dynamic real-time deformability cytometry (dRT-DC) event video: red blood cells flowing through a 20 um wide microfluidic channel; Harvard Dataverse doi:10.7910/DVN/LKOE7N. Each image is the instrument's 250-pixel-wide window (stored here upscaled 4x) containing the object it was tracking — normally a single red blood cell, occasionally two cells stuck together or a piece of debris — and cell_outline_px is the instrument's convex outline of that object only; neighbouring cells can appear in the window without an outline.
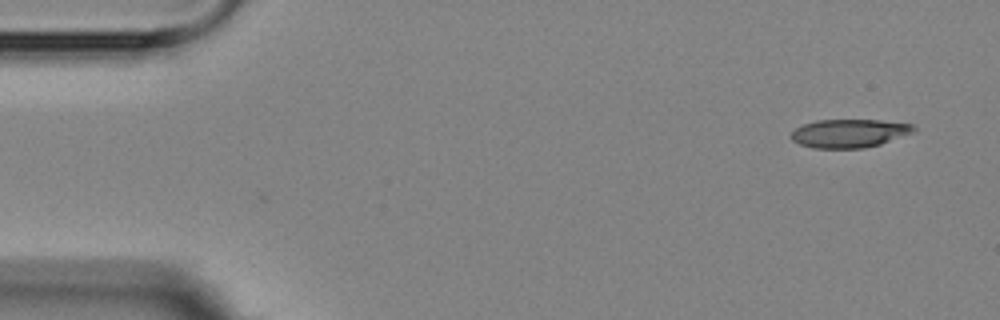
{"species": "Egyptian fruit bat (a non-hibernating species)", "species_latin": "Rousettus aegyptiacus", "temperature_condition": "room temperature", "stored_images_in_passage": 3, "camera_frame_rate_fps": 3000, "um_per_image_px": 0.085, "animal": {"sex": "female"}, "frame": {"image": 1, "passage_image": 3, "time_ms": 2.333, "image_size_px": [1000, 320], "cell_outline_px": [[916, 132], [880, 144], [864, 148], [812, 148], [800, 144], [792, 140], [792, 132], [796, 128], [804, 124], [816, 120], [880, 120], [912, 124], [916, 128]], "centroid_in_image_um": [72.22, 11.33], "position_along_channel_um": 12.8, "area_um2": 20.29}}